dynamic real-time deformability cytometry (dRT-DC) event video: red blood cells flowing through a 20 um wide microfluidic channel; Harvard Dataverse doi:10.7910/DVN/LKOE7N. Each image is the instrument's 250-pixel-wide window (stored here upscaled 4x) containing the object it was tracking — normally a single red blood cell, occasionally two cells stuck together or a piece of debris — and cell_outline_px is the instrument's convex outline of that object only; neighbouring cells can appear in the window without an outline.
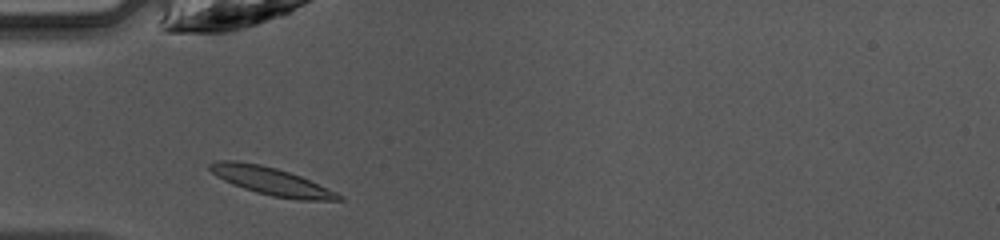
{"species": "common noctule bat (a hibernating species)", "species_latin": "Nyctalus noctula", "temperature_condition": "warm", "stored_images_in_passage": 34, "camera_frame_rate_fps": 3000, "um_per_image_px": 0.085, "animal": {"sex": "female", "body_mass_g": 10.0, "forearm_length_mm": 53.1}, "frame": {"image": 1, "passage_image": 2, "time_ms": 0.333, "image_size_px": [1000, 240], "cell_outline_px": [[344, 200], [300, 200], [272, 196], [256, 192], [232, 184], [216, 176], [208, 168], [208, 164], [216, 160], [236, 160], [260, 164], [276, 168], [300, 176], [336, 192], [344, 196]], "centroid_in_image_um": [23.03, 15.39], "position_along_channel_um": 62.0, "area_um2": 20.75}}
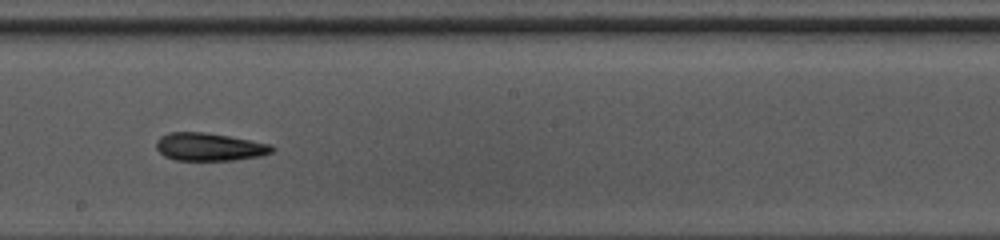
{"frame": {"image": 2, "passage_image": 14, "time_ms": 4.333, "image_size_px": [1000, 240], "cell_outline_px": [[276, 148], [272, 152], [260, 156], [232, 160], [176, 160], [164, 156], [156, 148], [156, 140], [160, 136], [168, 132], [204, 132], [228, 136], [268, 144]], "centroid_in_image_um": [17.75, 12.48], "position_along_channel_um": 230.5, "area_um2": 18.67}}
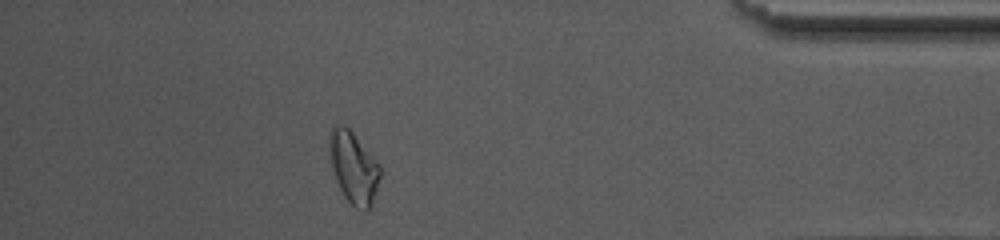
{"frame": {"image": 3, "passage_image": 29, "time_ms": 9.333, "image_size_px": [1000, 240], "cell_outline_px": [[380, 176], [372, 204], [364, 212], [356, 208], [344, 196], [336, 180], [332, 168], [328, 148], [328, 132], [336, 124], [344, 124], [352, 132], [380, 164]], "centroid_in_image_um": [30.03, 14.2], "position_along_channel_um": 405.2, "area_um2": 21.21}, "authors_computed_cell_mechanics": {"area_um2": 19.363, "velocity_mm_per_s": 4.2555, "shape_relaxation_time_tau1_ms": 3.3427, "shape_relaxation_time_tau2_ms": 3.4751, "deformation_change_tau1": 0.1166, "deformation_change_tau2": 0.0926}}